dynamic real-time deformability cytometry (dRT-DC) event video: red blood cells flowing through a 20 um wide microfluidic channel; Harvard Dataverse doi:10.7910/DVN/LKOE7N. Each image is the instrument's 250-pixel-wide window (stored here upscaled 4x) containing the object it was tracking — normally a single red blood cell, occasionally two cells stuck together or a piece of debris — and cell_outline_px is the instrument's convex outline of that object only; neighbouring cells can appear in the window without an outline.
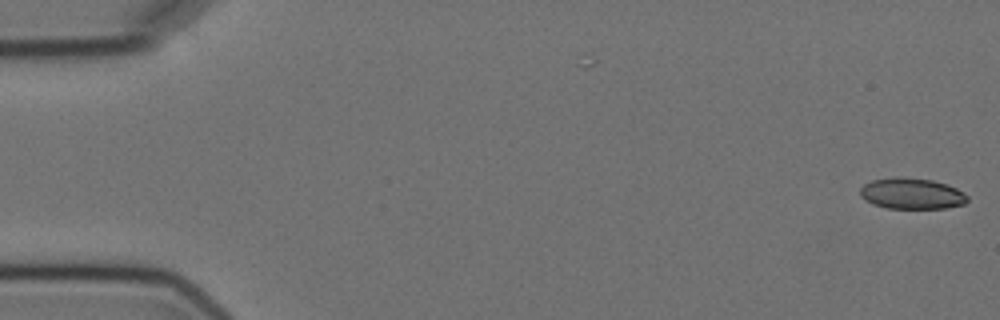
{"species": "Egyptian fruit bat (a non-hibernating species)", "species_latin": "Rousettus aegyptiacus", "temperature_condition": "cold", "stored_images_in_passage": 2, "camera_frame_rate_fps": 3000, "um_per_image_px": 0.085, "animal": {"sex": "female"}, "frame": {"image": 1, "passage_image": 2, "time_ms": 1.0, "image_size_px": [1000, 320], "cell_outline_px": [[968, 200], [964, 204], [944, 208], [888, 208], [872, 204], [860, 196], [860, 188], [864, 184], [872, 180], [896, 176], [932, 180], [948, 184], [964, 192], [968, 196]], "centroid_in_image_um": [77.5, 16.44], "position_along_channel_um": 7.5, "area_um2": 19.48}}